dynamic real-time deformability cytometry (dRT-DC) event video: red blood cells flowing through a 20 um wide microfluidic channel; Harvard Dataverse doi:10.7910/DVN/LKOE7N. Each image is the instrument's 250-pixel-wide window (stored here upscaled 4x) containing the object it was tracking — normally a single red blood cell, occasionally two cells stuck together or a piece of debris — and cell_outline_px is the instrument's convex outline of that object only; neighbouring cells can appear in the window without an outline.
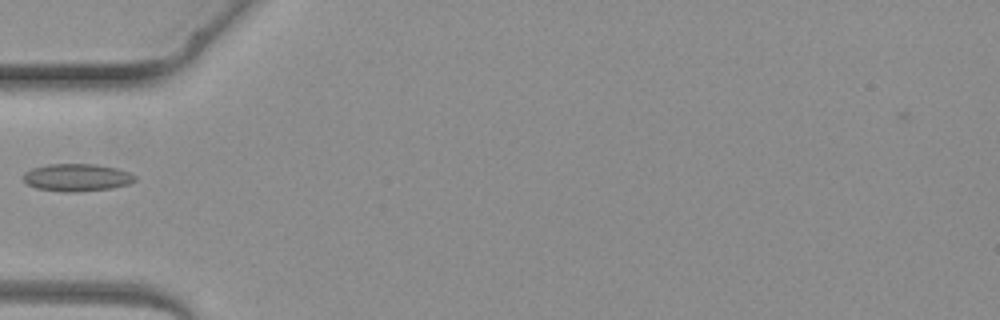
{"species": "common noctule bat (a hibernating species)", "species_latin": "Nyctalus noctula", "temperature_condition": "warm", "stored_images_in_passage": 3, "camera_frame_rate_fps": 3000, "um_per_image_px": 0.085, "animal": {"sex": "female", "body_mass_g": 19.3, "forearm_length_mm": 54.1}, "frame": {"image": 1, "passage_image": 3, "time_ms": 2.667, "image_size_px": [1000, 320], "cell_outline_px": [[136, 180], [128, 184], [112, 188], [80, 192], [64, 192], [36, 188], [28, 184], [24, 180], [24, 172], [32, 168], [48, 164], [96, 164], [116, 168], [128, 172], [136, 176]], "centroid_in_image_um": [6.54, 15.09], "position_along_channel_um": 78.5, "area_um2": 17.92}}